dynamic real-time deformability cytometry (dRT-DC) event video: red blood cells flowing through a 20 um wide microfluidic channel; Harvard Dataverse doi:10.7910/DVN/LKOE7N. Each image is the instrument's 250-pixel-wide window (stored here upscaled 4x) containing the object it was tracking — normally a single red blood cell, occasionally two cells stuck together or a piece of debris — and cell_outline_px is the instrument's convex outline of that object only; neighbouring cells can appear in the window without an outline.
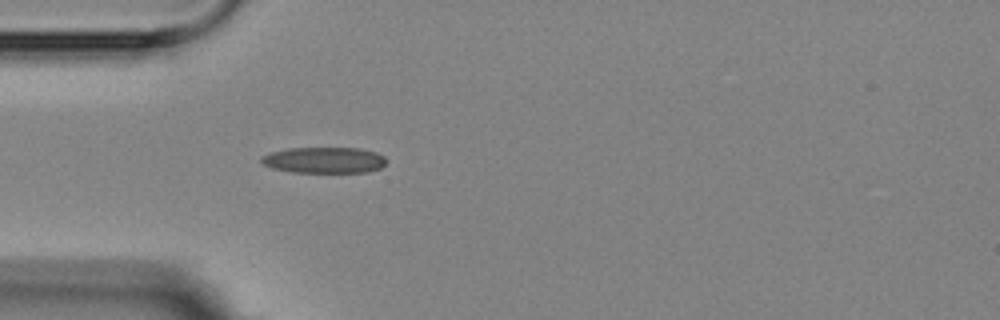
{"species": "Egyptian fruit bat (a non-hibernating species)", "species_latin": "Rousettus aegyptiacus", "temperature_condition": "room temperature", "stored_images_in_passage": 2, "camera_frame_rate_fps": 3000, "um_per_image_px": 0.085, "animal": {"sex": "female"}, "frame": {"image": 1, "passage_image": 2, "time_ms": 1.333, "image_size_px": [1000, 320], "cell_outline_px": [[384, 164], [380, 168], [368, 172], [292, 172], [272, 168], [264, 164], [260, 160], [260, 156], [272, 152], [288, 148], [360, 148], [376, 152], [384, 156]], "centroid_in_image_um": [27.54, 13.6], "position_along_channel_um": 57.5, "area_um2": 18.9}}